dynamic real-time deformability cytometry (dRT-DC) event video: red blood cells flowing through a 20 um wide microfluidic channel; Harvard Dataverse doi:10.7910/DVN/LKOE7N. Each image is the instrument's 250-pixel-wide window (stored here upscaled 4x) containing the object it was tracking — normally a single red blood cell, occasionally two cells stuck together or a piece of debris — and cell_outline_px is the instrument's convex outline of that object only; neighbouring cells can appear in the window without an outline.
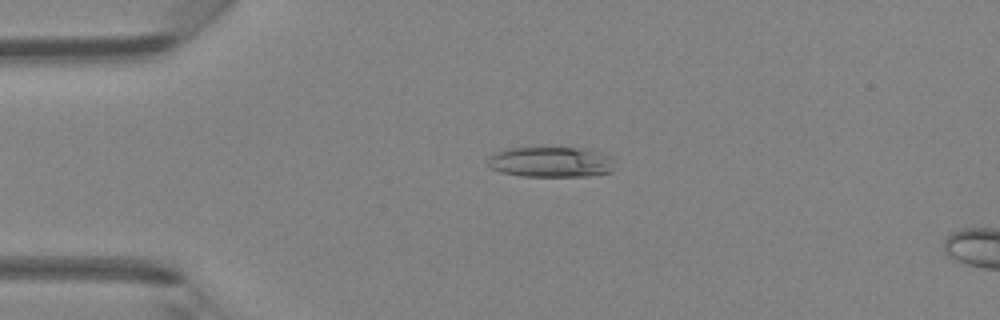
{"species": "Egyptian fruit bat (a non-hibernating species)", "species_latin": "Rousettus aegyptiacus", "temperature_condition": "room temperature", "stored_images_in_passage": 15, "camera_frame_rate_fps": 3000, "um_per_image_px": 0.085, "animal": {"sex": "female"}, "frame": {"image": 1, "passage_image": 11, "time_ms": 3.333, "image_size_px": [1000, 320], "cell_outline_px": [[616, 160], [612, 172], [592, 176], [520, 176], [500, 172], [492, 168], [488, 164], [488, 160], [496, 152], [508, 148], [592, 148], [604, 152], [612, 156]], "centroid_in_image_um": [46.95, 13.77], "position_along_channel_um": 38.0, "area_um2": 22.95}}